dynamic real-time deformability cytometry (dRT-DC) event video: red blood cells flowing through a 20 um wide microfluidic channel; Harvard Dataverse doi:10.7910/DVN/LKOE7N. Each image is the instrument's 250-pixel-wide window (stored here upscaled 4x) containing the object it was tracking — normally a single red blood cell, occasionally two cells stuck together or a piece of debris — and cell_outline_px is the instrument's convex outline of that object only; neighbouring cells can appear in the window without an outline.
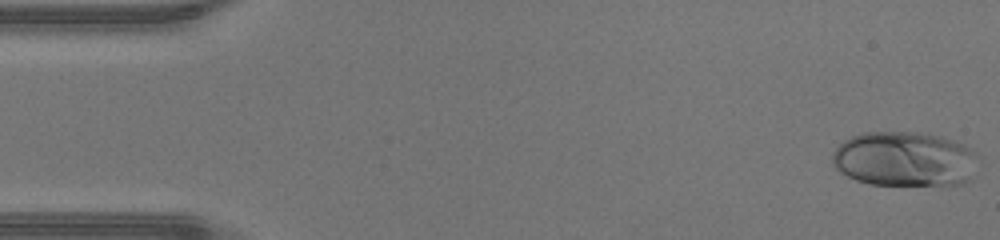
{"species": "human", "species_latin": "Homo sapiens", "temperature_condition": "warm", "stored_images_in_passage": 46, "camera_frame_rate_fps": 3000, "um_per_image_px": 0.085, "donor": {"sex": "male"}, "frame": {"image": 1, "passage_image": 1, "time_ms": 0.0, "image_size_px": [1000, 240], "cell_outline_px": [[976, 156], [968, 180], [960, 184], [868, 184], [856, 180], [840, 172], [832, 164], [832, 152], [844, 140], [852, 136], [864, 132], [912, 132], [940, 136], [964, 144], [976, 152]], "centroid_in_image_um": [76.82, 13.5], "position_along_channel_um": 8.2, "area_um2": 46.12}}
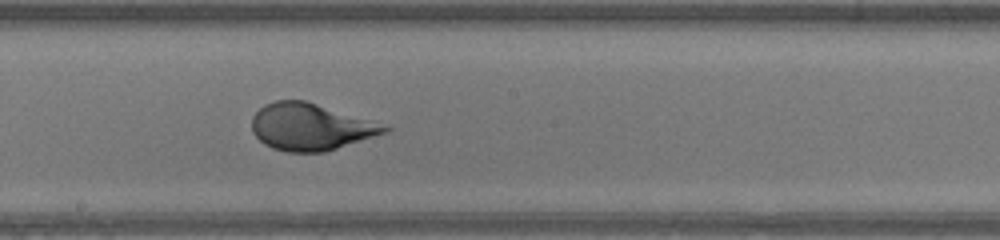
{"frame": {"image": 2, "passage_image": 25, "time_ms": 8.0, "image_size_px": [1000, 240], "cell_outline_px": [[392, 128], [388, 132], [324, 152], [288, 152], [272, 148], [264, 144], [252, 132], [252, 116], [264, 104], [276, 100], [304, 100]], "centroid_in_image_um": [26.32, 10.79], "position_along_channel_um": 221.9, "area_um2": 35.6}}
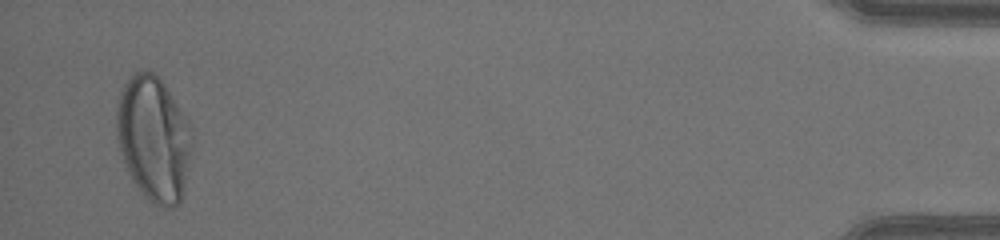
{"frame": {"image": 3, "passage_image": 45, "time_ms": 14.667, "image_size_px": [1000, 240], "cell_outline_px": [[192, 148], [184, 184], [180, 200], [172, 208], [160, 208], [152, 204], [136, 188], [128, 172], [120, 152], [116, 136], [116, 108], [120, 92], [124, 84], [132, 72], [152, 72], [164, 84], [188, 120], [192, 128]], "centroid_in_image_um": [13.04, 11.8], "position_along_channel_um": 422.2, "area_um2": 55.08}, "authors_computed_cell_mechanics": {"area_um2": 42.6275, "velocity_mm_per_s": 4.3896, "shape_relaxation_time_tau1_ms": 3.2757, "shape_relaxation_time_tau2_ms": null, "deformation_change_tau1": 0.209, "deformation_change_tau2": null}}